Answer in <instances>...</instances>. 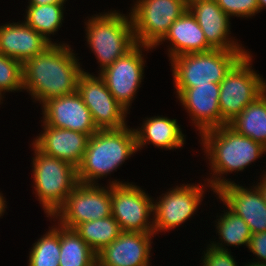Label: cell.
<instances>
[{
    "label": "cell",
    "mask_w": 266,
    "mask_h": 266,
    "mask_svg": "<svg viewBox=\"0 0 266 266\" xmlns=\"http://www.w3.org/2000/svg\"><path fill=\"white\" fill-rule=\"evenodd\" d=\"M205 245L200 266H239L231 250L217 249L208 243Z\"/></svg>",
    "instance_id": "4dcf8cb0"
},
{
    "label": "cell",
    "mask_w": 266,
    "mask_h": 266,
    "mask_svg": "<svg viewBox=\"0 0 266 266\" xmlns=\"http://www.w3.org/2000/svg\"><path fill=\"white\" fill-rule=\"evenodd\" d=\"M48 221L52 226H48V230L32 244L27 266H59L60 225L51 217Z\"/></svg>",
    "instance_id": "4316f807"
},
{
    "label": "cell",
    "mask_w": 266,
    "mask_h": 266,
    "mask_svg": "<svg viewBox=\"0 0 266 266\" xmlns=\"http://www.w3.org/2000/svg\"><path fill=\"white\" fill-rule=\"evenodd\" d=\"M137 152L134 127L98 130L90 136L82 162L77 167L78 182L99 185L102 184L100 180L110 175L107 185L129 183L111 178V174Z\"/></svg>",
    "instance_id": "3957f363"
},
{
    "label": "cell",
    "mask_w": 266,
    "mask_h": 266,
    "mask_svg": "<svg viewBox=\"0 0 266 266\" xmlns=\"http://www.w3.org/2000/svg\"><path fill=\"white\" fill-rule=\"evenodd\" d=\"M76 91L90 110L98 130L121 129L128 125L130 113L116 101L99 74L83 69Z\"/></svg>",
    "instance_id": "4fadbf2b"
},
{
    "label": "cell",
    "mask_w": 266,
    "mask_h": 266,
    "mask_svg": "<svg viewBox=\"0 0 266 266\" xmlns=\"http://www.w3.org/2000/svg\"><path fill=\"white\" fill-rule=\"evenodd\" d=\"M190 13L204 32L207 43L213 49L249 50L235 37H232V20L217 5L215 0H200L188 6Z\"/></svg>",
    "instance_id": "ac0fdd59"
},
{
    "label": "cell",
    "mask_w": 266,
    "mask_h": 266,
    "mask_svg": "<svg viewBox=\"0 0 266 266\" xmlns=\"http://www.w3.org/2000/svg\"><path fill=\"white\" fill-rule=\"evenodd\" d=\"M4 98H6V97H4V96L0 93V105L4 103V102H3V101H5Z\"/></svg>",
    "instance_id": "f35d334b"
},
{
    "label": "cell",
    "mask_w": 266,
    "mask_h": 266,
    "mask_svg": "<svg viewBox=\"0 0 266 266\" xmlns=\"http://www.w3.org/2000/svg\"><path fill=\"white\" fill-rule=\"evenodd\" d=\"M199 137L206 163L209 161V174L206 173L205 181L214 192L235 182L236 179L228 178L230 173L236 175L244 172L252 163L255 165L256 161L259 162L263 154L266 155V148L262 144L237 133L228 124L206 130Z\"/></svg>",
    "instance_id": "7a4b0ae2"
},
{
    "label": "cell",
    "mask_w": 266,
    "mask_h": 266,
    "mask_svg": "<svg viewBox=\"0 0 266 266\" xmlns=\"http://www.w3.org/2000/svg\"><path fill=\"white\" fill-rule=\"evenodd\" d=\"M50 45V42L23 20L0 25V53L22 64L44 52Z\"/></svg>",
    "instance_id": "ffe728a7"
},
{
    "label": "cell",
    "mask_w": 266,
    "mask_h": 266,
    "mask_svg": "<svg viewBox=\"0 0 266 266\" xmlns=\"http://www.w3.org/2000/svg\"><path fill=\"white\" fill-rule=\"evenodd\" d=\"M222 207L224 208L223 211L221 210L223 213H216V220L211 222L215 224L214 232L216 231L218 237L215 238L214 236V239H209L207 243L217 249L227 251L231 250L228 247H238L239 249V246H244L248 248L249 239L252 235L248 224L224 203Z\"/></svg>",
    "instance_id": "603a6c76"
},
{
    "label": "cell",
    "mask_w": 266,
    "mask_h": 266,
    "mask_svg": "<svg viewBox=\"0 0 266 266\" xmlns=\"http://www.w3.org/2000/svg\"><path fill=\"white\" fill-rule=\"evenodd\" d=\"M65 4L26 5L25 13H23L24 19L22 18V20L40 33L51 44H67L69 41L59 42V40L52 39L56 33L58 34L63 23H65Z\"/></svg>",
    "instance_id": "cb8c5ba5"
},
{
    "label": "cell",
    "mask_w": 266,
    "mask_h": 266,
    "mask_svg": "<svg viewBox=\"0 0 266 266\" xmlns=\"http://www.w3.org/2000/svg\"><path fill=\"white\" fill-rule=\"evenodd\" d=\"M151 50L153 51L154 48L136 44L125 55L98 73L116 101L129 113L139 88L144 82V68L148 67L144 56Z\"/></svg>",
    "instance_id": "8fae6325"
},
{
    "label": "cell",
    "mask_w": 266,
    "mask_h": 266,
    "mask_svg": "<svg viewBox=\"0 0 266 266\" xmlns=\"http://www.w3.org/2000/svg\"><path fill=\"white\" fill-rule=\"evenodd\" d=\"M260 174L261 175H259V179L256 178L257 181H256V183L254 185L261 192V195L263 197L264 203L266 204V171L263 169V172L261 170Z\"/></svg>",
    "instance_id": "d6a6232c"
},
{
    "label": "cell",
    "mask_w": 266,
    "mask_h": 266,
    "mask_svg": "<svg viewBox=\"0 0 266 266\" xmlns=\"http://www.w3.org/2000/svg\"><path fill=\"white\" fill-rule=\"evenodd\" d=\"M228 125L266 148V91L247 105Z\"/></svg>",
    "instance_id": "d4e9b609"
},
{
    "label": "cell",
    "mask_w": 266,
    "mask_h": 266,
    "mask_svg": "<svg viewBox=\"0 0 266 266\" xmlns=\"http://www.w3.org/2000/svg\"><path fill=\"white\" fill-rule=\"evenodd\" d=\"M102 11H96L92 16L89 14L83 24L85 46L93 53L99 67L96 73L110 66L136 45L129 12L123 14V11L115 8Z\"/></svg>",
    "instance_id": "277c9868"
},
{
    "label": "cell",
    "mask_w": 266,
    "mask_h": 266,
    "mask_svg": "<svg viewBox=\"0 0 266 266\" xmlns=\"http://www.w3.org/2000/svg\"><path fill=\"white\" fill-rule=\"evenodd\" d=\"M252 58L253 53L249 51L220 82V112L227 123L266 91V78L255 71L253 66L255 59Z\"/></svg>",
    "instance_id": "ba28073f"
},
{
    "label": "cell",
    "mask_w": 266,
    "mask_h": 266,
    "mask_svg": "<svg viewBox=\"0 0 266 266\" xmlns=\"http://www.w3.org/2000/svg\"><path fill=\"white\" fill-rule=\"evenodd\" d=\"M230 18L249 19L259 13L257 0H215Z\"/></svg>",
    "instance_id": "f546056e"
},
{
    "label": "cell",
    "mask_w": 266,
    "mask_h": 266,
    "mask_svg": "<svg viewBox=\"0 0 266 266\" xmlns=\"http://www.w3.org/2000/svg\"><path fill=\"white\" fill-rule=\"evenodd\" d=\"M254 183L252 186L239 182L226 184L214 195L217 202L224 203L248 224L252 234L266 231V204Z\"/></svg>",
    "instance_id": "e0dca14e"
},
{
    "label": "cell",
    "mask_w": 266,
    "mask_h": 266,
    "mask_svg": "<svg viewBox=\"0 0 266 266\" xmlns=\"http://www.w3.org/2000/svg\"><path fill=\"white\" fill-rule=\"evenodd\" d=\"M174 90L177 101L183 110H186L198 136L206 130L228 124L220 112V83L209 82L192 88H174Z\"/></svg>",
    "instance_id": "5bb4252c"
},
{
    "label": "cell",
    "mask_w": 266,
    "mask_h": 266,
    "mask_svg": "<svg viewBox=\"0 0 266 266\" xmlns=\"http://www.w3.org/2000/svg\"><path fill=\"white\" fill-rule=\"evenodd\" d=\"M248 250L255 255L251 262L266 264V231L251 235Z\"/></svg>",
    "instance_id": "1f68e13d"
},
{
    "label": "cell",
    "mask_w": 266,
    "mask_h": 266,
    "mask_svg": "<svg viewBox=\"0 0 266 266\" xmlns=\"http://www.w3.org/2000/svg\"><path fill=\"white\" fill-rule=\"evenodd\" d=\"M102 185L78 183L51 218L74 230L80 223L111 216V185Z\"/></svg>",
    "instance_id": "30bf717a"
},
{
    "label": "cell",
    "mask_w": 266,
    "mask_h": 266,
    "mask_svg": "<svg viewBox=\"0 0 266 266\" xmlns=\"http://www.w3.org/2000/svg\"><path fill=\"white\" fill-rule=\"evenodd\" d=\"M154 233L123 231L96 254V266H152Z\"/></svg>",
    "instance_id": "9a60e30c"
},
{
    "label": "cell",
    "mask_w": 266,
    "mask_h": 266,
    "mask_svg": "<svg viewBox=\"0 0 266 266\" xmlns=\"http://www.w3.org/2000/svg\"><path fill=\"white\" fill-rule=\"evenodd\" d=\"M69 0H28V5H48L53 3H66Z\"/></svg>",
    "instance_id": "836d02e7"
},
{
    "label": "cell",
    "mask_w": 266,
    "mask_h": 266,
    "mask_svg": "<svg viewBox=\"0 0 266 266\" xmlns=\"http://www.w3.org/2000/svg\"><path fill=\"white\" fill-rule=\"evenodd\" d=\"M69 44H51L22 64L23 92L40 107L49 99L77 90L83 67L80 56Z\"/></svg>",
    "instance_id": "6da1fadb"
},
{
    "label": "cell",
    "mask_w": 266,
    "mask_h": 266,
    "mask_svg": "<svg viewBox=\"0 0 266 266\" xmlns=\"http://www.w3.org/2000/svg\"><path fill=\"white\" fill-rule=\"evenodd\" d=\"M96 253L73 229L60 226L59 266H96Z\"/></svg>",
    "instance_id": "484cf974"
},
{
    "label": "cell",
    "mask_w": 266,
    "mask_h": 266,
    "mask_svg": "<svg viewBox=\"0 0 266 266\" xmlns=\"http://www.w3.org/2000/svg\"><path fill=\"white\" fill-rule=\"evenodd\" d=\"M40 108V119L48 126L77 131L89 136L98 131L90 110L77 91L49 99Z\"/></svg>",
    "instance_id": "2e32d148"
},
{
    "label": "cell",
    "mask_w": 266,
    "mask_h": 266,
    "mask_svg": "<svg viewBox=\"0 0 266 266\" xmlns=\"http://www.w3.org/2000/svg\"><path fill=\"white\" fill-rule=\"evenodd\" d=\"M245 264V265H244ZM242 266H266V264H262V263H255V262H249L248 263H244Z\"/></svg>",
    "instance_id": "8d00e7d4"
},
{
    "label": "cell",
    "mask_w": 266,
    "mask_h": 266,
    "mask_svg": "<svg viewBox=\"0 0 266 266\" xmlns=\"http://www.w3.org/2000/svg\"><path fill=\"white\" fill-rule=\"evenodd\" d=\"M259 5V13L266 9V0H257Z\"/></svg>",
    "instance_id": "d590c367"
},
{
    "label": "cell",
    "mask_w": 266,
    "mask_h": 266,
    "mask_svg": "<svg viewBox=\"0 0 266 266\" xmlns=\"http://www.w3.org/2000/svg\"><path fill=\"white\" fill-rule=\"evenodd\" d=\"M166 41V42H165ZM165 42V43H164ZM167 45L168 60L187 53L208 52L213 48L207 43L204 32L197 23L196 18L187 9L174 23L170 26L168 33L154 47Z\"/></svg>",
    "instance_id": "7402d4cb"
},
{
    "label": "cell",
    "mask_w": 266,
    "mask_h": 266,
    "mask_svg": "<svg viewBox=\"0 0 266 266\" xmlns=\"http://www.w3.org/2000/svg\"><path fill=\"white\" fill-rule=\"evenodd\" d=\"M74 230L96 254L123 232L112 215L80 223Z\"/></svg>",
    "instance_id": "83f0119b"
},
{
    "label": "cell",
    "mask_w": 266,
    "mask_h": 266,
    "mask_svg": "<svg viewBox=\"0 0 266 266\" xmlns=\"http://www.w3.org/2000/svg\"><path fill=\"white\" fill-rule=\"evenodd\" d=\"M250 50L213 49L208 52L182 54L168 60L174 88L220 83L232 67Z\"/></svg>",
    "instance_id": "8992f818"
},
{
    "label": "cell",
    "mask_w": 266,
    "mask_h": 266,
    "mask_svg": "<svg viewBox=\"0 0 266 266\" xmlns=\"http://www.w3.org/2000/svg\"><path fill=\"white\" fill-rule=\"evenodd\" d=\"M111 210L122 231L154 233L153 197L135 182L111 185Z\"/></svg>",
    "instance_id": "7c38bea8"
},
{
    "label": "cell",
    "mask_w": 266,
    "mask_h": 266,
    "mask_svg": "<svg viewBox=\"0 0 266 266\" xmlns=\"http://www.w3.org/2000/svg\"><path fill=\"white\" fill-rule=\"evenodd\" d=\"M29 147L33 151L30 163L33 194L46 214L44 217H52L79 183L77 168L44 154L32 143Z\"/></svg>",
    "instance_id": "5b68a950"
},
{
    "label": "cell",
    "mask_w": 266,
    "mask_h": 266,
    "mask_svg": "<svg viewBox=\"0 0 266 266\" xmlns=\"http://www.w3.org/2000/svg\"><path fill=\"white\" fill-rule=\"evenodd\" d=\"M196 1H200V0H184L185 4H186L187 6H189L191 3H194V2H196Z\"/></svg>",
    "instance_id": "74e56055"
},
{
    "label": "cell",
    "mask_w": 266,
    "mask_h": 266,
    "mask_svg": "<svg viewBox=\"0 0 266 266\" xmlns=\"http://www.w3.org/2000/svg\"><path fill=\"white\" fill-rule=\"evenodd\" d=\"M204 182L181 183L163 191L159 197L153 198V231L157 234L173 231L184 226L200 209L205 195L210 192L215 195L211 186ZM197 183V184H196ZM208 190V191H207ZM210 190V191H209Z\"/></svg>",
    "instance_id": "52a82bcc"
},
{
    "label": "cell",
    "mask_w": 266,
    "mask_h": 266,
    "mask_svg": "<svg viewBox=\"0 0 266 266\" xmlns=\"http://www.w3.org/2000/svg\"><path fill=\"white\" fill-rule=\"evenodd\" d=\"M40 121L43 130L37 133L31 143L44 154L69 162L77 168L82 162L90 136L54 128Z\"/></svg>",
    "instance_id": "d6986e66"
},
{
    "label": "cell",
    "mask_w": 266,
    "mask_h": 266,
    "mask_svg": "<svg viewBox=\"0 0 266 266\" xmlns=\"http://www.w3.org/2000/svg\"><path fill=\"white\" fill-rule=\"evenodd\" d=\"M132 18L136 44L155 47L168 33L170 26L187 9L184 0H132Z\"/></svg>",
    "instance_id": "9c48e42d"
},
{
    "label": "cell",
    "mask_w": 266,
    "mask_h": 266,
    "mask_svg": "<svg viewBox=\"0 0 266 266\" xmlns=\"http://www.w3.org/2000/svg\"><path fill=\"white\" fill-rule=\"evenodd\" d=\"M23 92L22 63L0 53V93Z\"/></svg>",
    "instance_id": "f1b7e54d"
},
{
    "label": "cell",
    "mask_w": 266,
    "mask_h": 266,
    "mask_svg": "<svg viewBox=\"0 0 266 266\" xmlns=\"http://www.w3.org/2000/svg\"><path fill=\"white\" fill-rule=\"evenodd\" d=\"M142 120L139 127L133 126L138 151L149 145L165 151L180 150L185 146L186 135L177 119L157 114Z\"/></svg>",
    "instance_id": "44dd1931"
},
{
    "label": "cell",
    "mask_w": 266,
    "mask_h": 266,
    "mask_svg": "<svg viewBox=\"0 0 266 266\" xmlns=\"http://www.w3.org/2000/svg\"><path fill=\"white\" fill-rule=\"evenodd\" d=\"M7 205L8 203H7L6 197L1 191L0 192V218H2L4 214H6L5 212H7L6 209L8 208Z\"/></svg>",
    "instance_id": "e575fe53"
}]
</instances>
